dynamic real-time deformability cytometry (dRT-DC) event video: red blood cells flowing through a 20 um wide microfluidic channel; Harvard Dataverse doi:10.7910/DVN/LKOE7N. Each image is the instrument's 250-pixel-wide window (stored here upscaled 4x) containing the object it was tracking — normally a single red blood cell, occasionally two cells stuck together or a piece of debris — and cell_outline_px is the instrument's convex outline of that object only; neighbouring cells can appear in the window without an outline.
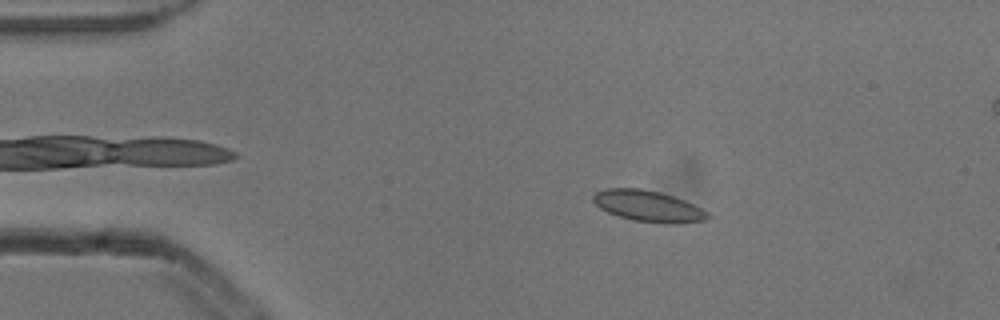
{"species": "common noctule bat (a hibernating species)", "species_latin": "Nyctalus noctula", "temperature_condition": "cold", "stored_images_in_passage": 4, "camera_frame_rate_fps": 3000, "um_per_image_px": 0.085, "animal": {"sex": "male", "body_mass_g": 13.3}, "frame": {"image": 1, "passage_image": 2, "time_ms": 0.333, "image_size_px": [1000, 320], "cell_outline_px": [[712, 216], [708, 220], [676, 224], [664, 224], [632, 220], [608, 212], [600, 208], [592, 200], [592, 196], [596, 192], [604, 188], [640, 188], [660, 192], [684, 200], [708, 212]], "centroid_in_image_um": [55.11, 17.53], "position_along_channel_um": 29.9, "area_um2": 20.92}}